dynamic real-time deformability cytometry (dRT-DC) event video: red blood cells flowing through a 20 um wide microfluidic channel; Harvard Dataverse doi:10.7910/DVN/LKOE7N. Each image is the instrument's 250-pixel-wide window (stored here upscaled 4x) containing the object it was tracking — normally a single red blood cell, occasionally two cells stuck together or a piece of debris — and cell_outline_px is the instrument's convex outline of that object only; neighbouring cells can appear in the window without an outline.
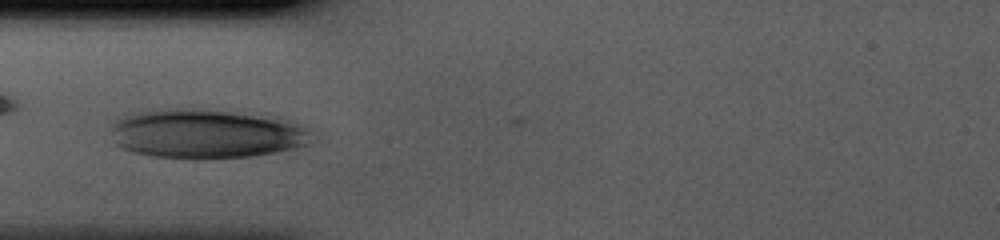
{"species": "human", "species_latin": "Homo sapiens", "temperature_condition": "cold", "stored_images_in_passage": 26, "camera_frame_rate_fps": 3000, "um_per_image_px": 0.085, "donor": {"sex": "male"}, "frame": {"image": 1, "passage_image": 1, "time_ms": 0.0, "image_size_px": [1000, 240], "cell_outline_px": [[312, 132], [308, 144], [296, 148], [276, 152], [252, 156], [208, 160], [192, 160], [152, 156], [132, 152], [120, 148], [116, 144], [112, 128], [112, 124], [116, 120], [132, 112], [268, 112], [296, 120]], "centroid_in_image_um": [17.69, 11.42], "position_along_channel_um": 67.3, "area_um2": 57.8}}
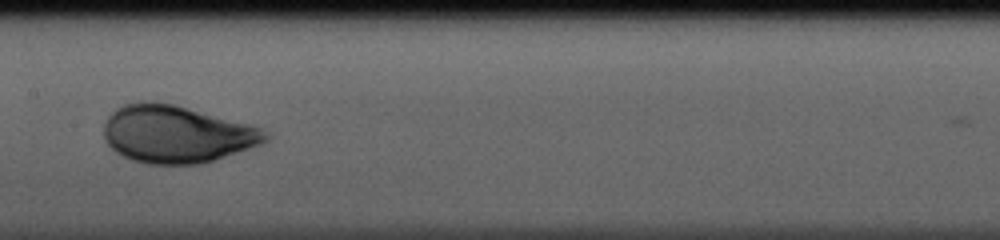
{"frame": {"image": 2, "passage_image": 10, "time_ms": 3.0, "image_size_px": [1000, 240], "cell_outline_px": [[268, 140], [264, 144], [200, 164], [148, 164], [132, 160], [116, 152], [104, 140], [104, 124], [108, 116], [116, 108], [124, 104], [172, 104], [248, 124], [260, 128], [268, 132]], "centroid_in_image_um": [15.02, 11.44], "position_along_channel_um": 192.4, "area_um2": 53.18}}
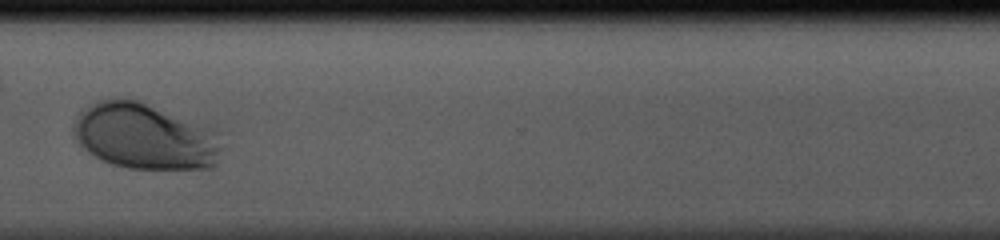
{"frame": {"image": 3, "passage_image": 22, "time_ms": 7.0, "image_size_px": [1000, 240], "cell_outline_px": [[228, 128], [224, 148], [216, 164], [212, 168], [128, 168], [112, 164], [88, 152], [72, 136], [72, 128], [80, 112], [88, 104], [100, 100], [140, 100]], "centroid_in_image_um": [12.56, 11.55], "position_along_channel_um": 358.0, "area_um2": 59.59}}